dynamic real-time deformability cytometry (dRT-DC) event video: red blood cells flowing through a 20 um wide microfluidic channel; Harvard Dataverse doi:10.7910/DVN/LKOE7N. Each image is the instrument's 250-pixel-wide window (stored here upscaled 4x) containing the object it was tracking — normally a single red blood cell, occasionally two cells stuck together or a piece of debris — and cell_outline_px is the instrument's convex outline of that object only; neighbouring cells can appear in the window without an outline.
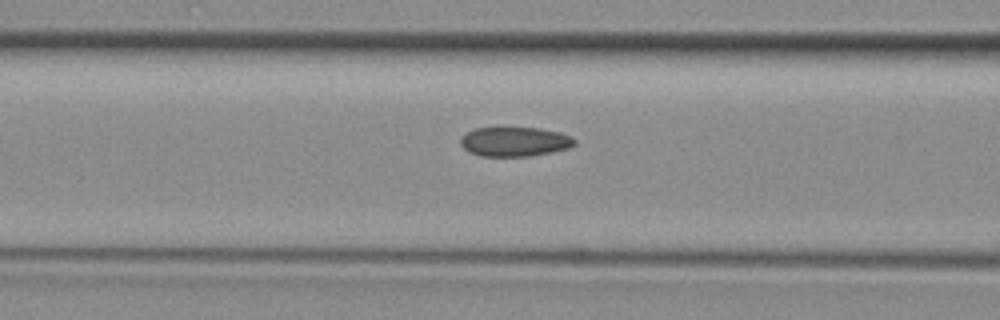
{"species": "common noctule bat (a hibernating species)", "species_latin": "Nyctalus noctula", "temperature_condition": "room temperature", "stored_images_in_passage": 14, "camera_frame_rate_fps": 3000, "um_per_image_px": 0.085, "animal": {"sex": "female", "body_mass_g": 29.2, "forearm_length_mm": 56.3}, "frame": {"image": 1, "passage_image": 12, "time_ms": 3.667, "image_size_px": [1000, 320], "cell_outline_px": [[576, 144], [568, 148], [528, 156], [480, 156], [468, 152], [460, 144], [460, 136], [476, 128], [540, 128], [560, 132], [576, 140]], "centroid_in_image_um": [43.71, 12.04], "position_along_channel_um": 122.9, "area_um2": 19.42}}